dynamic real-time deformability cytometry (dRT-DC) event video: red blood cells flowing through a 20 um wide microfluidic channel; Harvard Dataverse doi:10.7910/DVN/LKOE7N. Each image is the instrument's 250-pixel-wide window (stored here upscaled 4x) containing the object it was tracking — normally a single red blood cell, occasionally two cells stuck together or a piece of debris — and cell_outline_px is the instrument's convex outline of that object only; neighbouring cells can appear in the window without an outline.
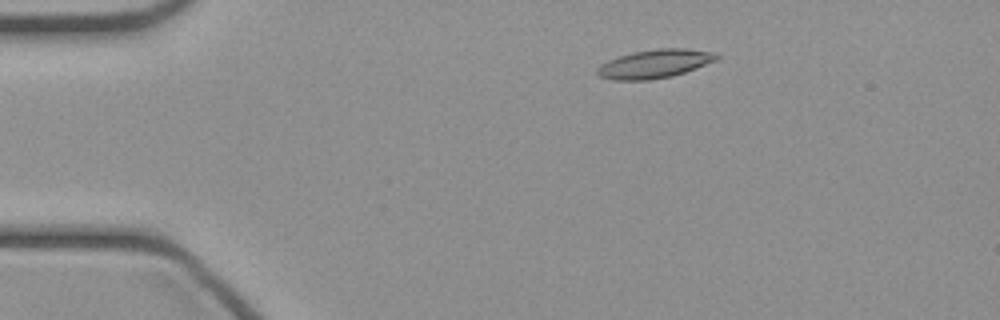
{"species": "common noctule bat (a hibernating species)", "species_latin": "Nyctalus noctula", "temperature_condition": "cold", "stored_images_in_passage": 41, "camera_frame_rate_fps": 3000, "um_per_image_px": 0.085, "animal": {"sex": "female", "body_mass_g": 21.9}, "frame": {"image": 1, "passage_image": 2, "time_ms": 0.333, "image_size_px": [1000, 320], "cell_outline_px": [[720, 60], [672, 76], [652, 80], [612, 80], [600, 76], [596, 72], [596, 68], [600, 64], [616, 56], [632, 52], [660, 48], [688, 48], [716, 52], [720, 56]], "centroid_in_image_um": [55.68, 5.41], "position_along_channel_um": 29.3, "area_um2": 20.29}}
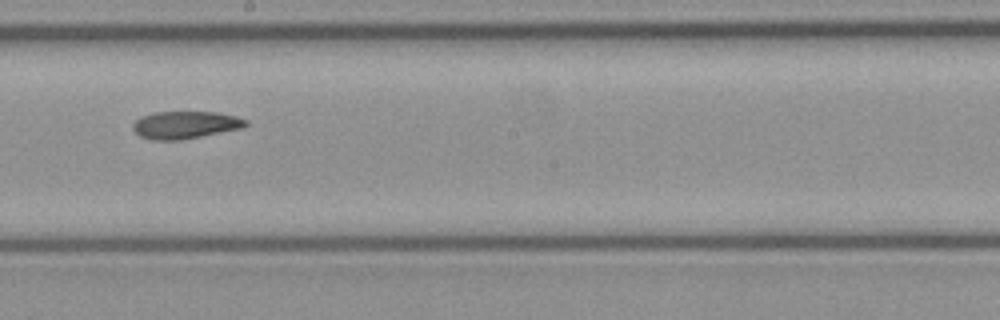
{"frame": {"image": 2, "passage_image": 20, "time_ms": 6.333, "image_size_px": [1000, 320], "cell_outline_px": [[248, 124], [244, 128], [180, 140], [152, 140], [140, 136], [132, 128], [132, 124], [140, 116], [156, 112], [216, 112], [236, 116], [248, 120]], "centroid_in_image_um": [15.76, 10.61], "position_along_channel_um": 232.4, "area_um2": 18.15}}
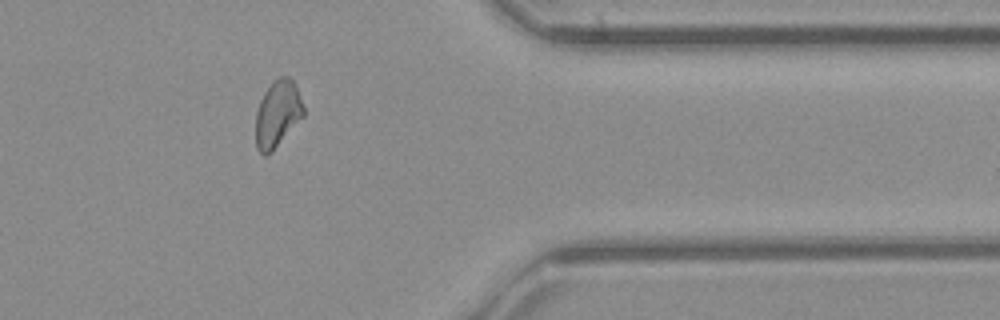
{"frame": {"image": 3, "passage_image": 32, "time_ms": 10.333, "image_size_px": [1000, 320], "cell_outline_px": [[304, 116], [272, 152], [264, 156], [256, 148], [256, 112], [260, 100], [264, 92], [272, 80], [276, 76], [288, 76], [292, 80], [296, 88], [304, 108]], "centroid_in_image_um": [23.58, 9.67], "position_along_channel_um": 387.8, "area_um2": 18.67}}